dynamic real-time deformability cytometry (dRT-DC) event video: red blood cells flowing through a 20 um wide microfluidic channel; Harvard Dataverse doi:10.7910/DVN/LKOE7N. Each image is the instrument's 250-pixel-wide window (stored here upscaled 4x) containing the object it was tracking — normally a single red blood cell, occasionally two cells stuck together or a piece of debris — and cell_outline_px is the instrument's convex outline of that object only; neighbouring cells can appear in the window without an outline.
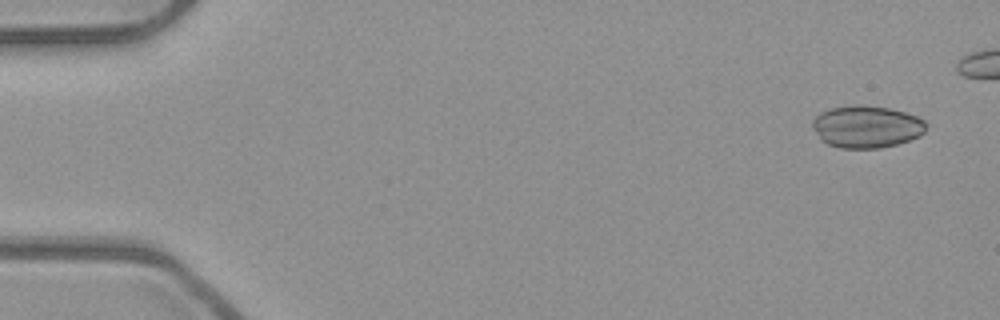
{"species": "common noctule bat (a hibernating species)", "species_latin": "Nyctalus noctula", "temperature_condition": "room temperature", "stored_images_in_passage": 46, "camera_frame_rate_fps": 3000, "um_per_image_px": 0.085, "animal": {"sex": "male", "body_mass_g": 23.1, "forearm_length_mm": 52.7}, "frame": {"image": 1, "passage_image": 3, "time_ms": 0.667, "image_size_px": [1000, 320], "cell_outline_px": [[928, 124], [924, 132], [920, 136], [896, 144], [880, 148], [840, 148], [828, 144], [812, 128], [812, 120], [820, 112], [832, 108], [856, 104], [860, 104], [888, 108], [904, 112], [916, 116], [924, 120]], "centroid_in_image_um": [73.67, 10.76], "position_along_channel_um": 11.3, "area_um2": 27.86}}
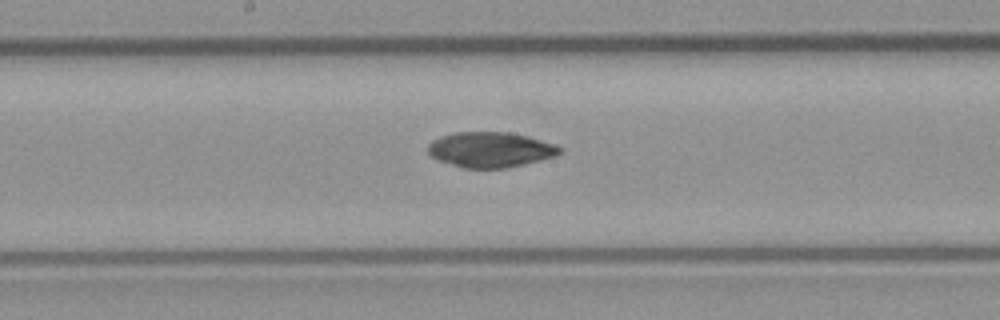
{"frame": {"image": 2, "passage_image": 28, "time_ms": 9.0, "image_size_px": [1000, 320], "cell_outline_px": [[564, 148], [556, 156], [524, 164], [504, 168], [464, 168], [436, 160], [428, 152], [428, 144], [432, 140], [440, 136], [456, 132], [508, 132], [528, 136], [556, 144]], "centroid_in_image_um": [41.69, 12.71], "position_along_channel_um": 206.5, "area_um2": 27.22}}
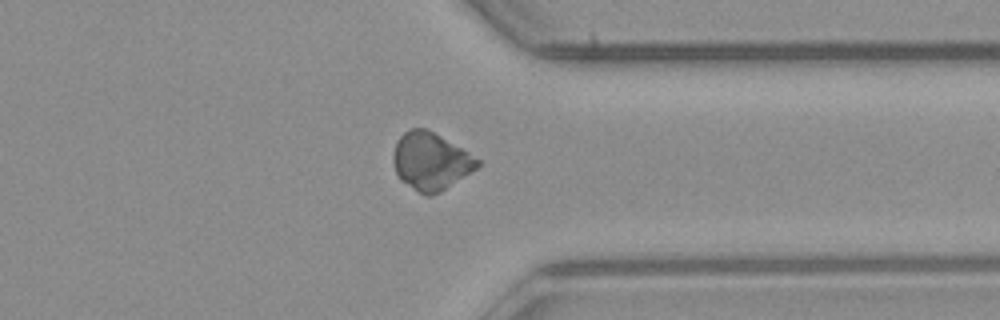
{"frame": {"image": 3, "passage_image": 41, "time_ms": 13.333, "image_size_px": [1000, 320], "cell_outline_px": [[480, 164], [476, 168], [440, 192], [432, 196], [424, 196], [400, 180], [396, 172], [392, 160], [392, 156], [396, 144], [400, 136], [404, 132], [412, 128], [428, 128], [468, 152], [480, 160]], "centroid_in_image_um": [36.58, 13.71], "position_along_channel_um": 374.8, "area_um2": 28.09}}